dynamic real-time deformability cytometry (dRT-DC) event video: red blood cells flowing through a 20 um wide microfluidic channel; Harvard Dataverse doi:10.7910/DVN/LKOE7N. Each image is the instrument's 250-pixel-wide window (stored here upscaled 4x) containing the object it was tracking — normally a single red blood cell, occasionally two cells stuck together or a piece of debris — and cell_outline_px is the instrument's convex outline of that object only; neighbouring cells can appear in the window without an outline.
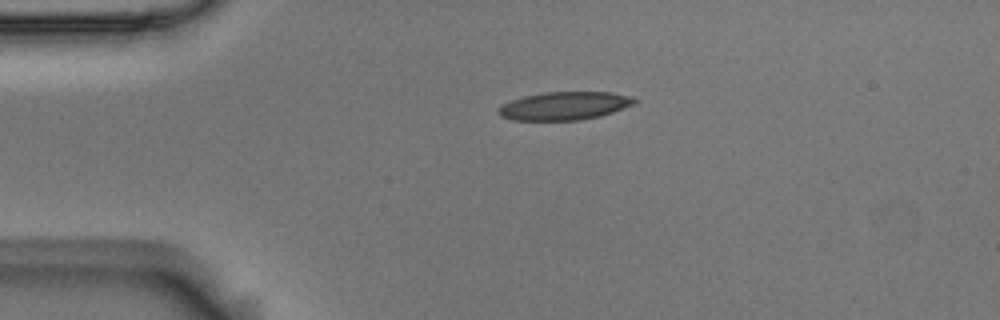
{"species": "Egyptian fruit bat (a non-hibernating species)", "species_latin": "Rousettus aegyptiacus", "temperature_condition": "room temperature", "stored_images_in_passage": 45, "camera_frame_rate_fps": 3000, "um_per_image_px": 0.085, "animal": {"sex": "male"}, "frame": {"image": 1, "passage_image": 1, "time_ms": 0.0, "image_size_px": [1000, 320], "cell_outline_px": [[636, 104], [600, 116], [580, 120], [512, 120], [500, 116], [496, 112], [504, 104], [512, 100], [524, 96], [544, 92], [612, 92], [632, 96], [636, 100]], "centroid_in_image_um": [48.0, 8.99], "position_along_channel_um": 37.0, "area_um2": 22.31}}
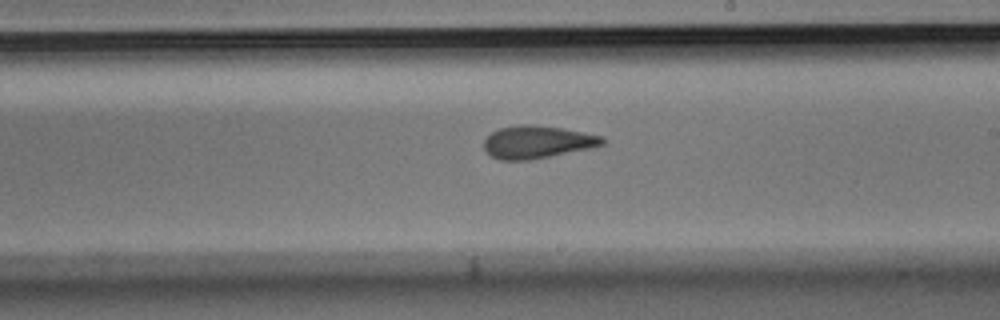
{"frame": {"image": 2, "passage_image": 21, "time_ms": 6.667, "image_size_px": [1000, 320], "cell_outline_px": [[608, 140], [604, 144], [596, 148], [552, 156], [528, 160], [500, 160], [492, 156], [484, 148], [484, 140], [492, 132], [500, 128], [520, 124], [532, 124], [564, 128], [604, 136]], "centroid_in_image_um": [45.76, 12.07], "position_along_channel_um": 243.2, "area_um2": 22.95}}
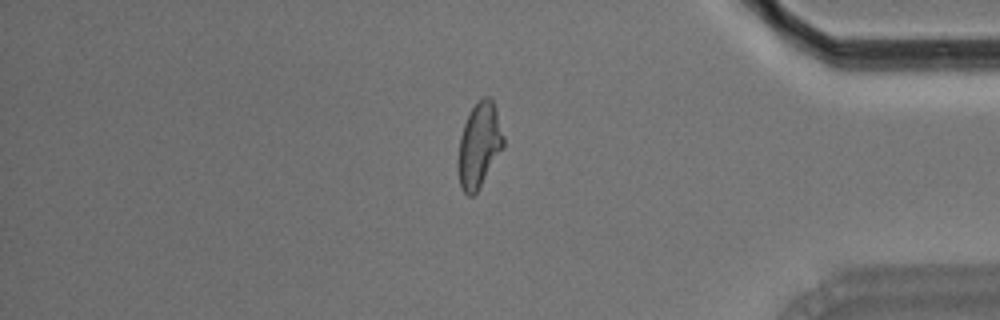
{"frame": {"image": 3, "passage_image": 36, "time_ms": 11.667, "image_size_px": [1000, 320], "cell_outline_px": [[504, 148], [476, 192], [472, 196], [468, 196], [460, 188], [456, 164], [460, 136], [464, 124], [472, 108], [484, 96], [488, 96], [492, 100], [504, 136]], "centroid_in_image_um": [40.7, 12.39], "position_along_channel_um": 394.5, "area_um2": 22.37}, "authors_computed_cell_mechanics": {"area_um2": 22.4842, "velocity_mm_per_s": 3.5754, "shape_relaxation_time_tau1_ms": null, "shape_relaxation_time_tau2_ms": 3.0303, "deformation_change_tau1": null, "deformation_change_tau2": 0.1108}}